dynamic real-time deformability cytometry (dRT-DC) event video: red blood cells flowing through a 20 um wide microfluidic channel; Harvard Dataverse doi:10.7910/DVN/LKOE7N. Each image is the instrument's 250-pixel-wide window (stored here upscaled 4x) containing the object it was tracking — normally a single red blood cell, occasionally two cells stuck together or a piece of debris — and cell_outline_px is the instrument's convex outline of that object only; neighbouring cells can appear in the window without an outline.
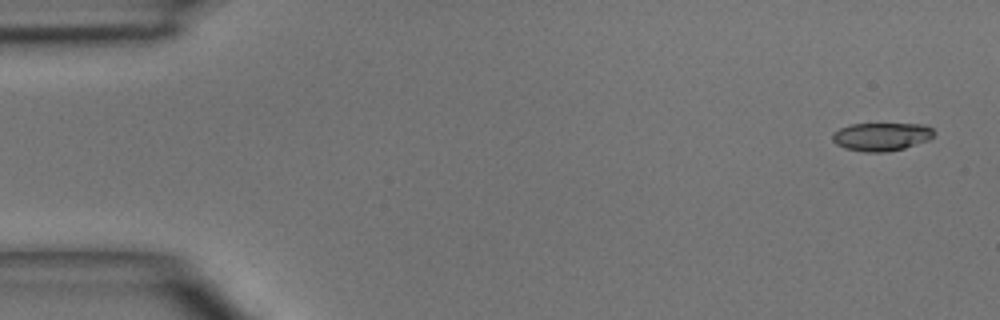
{"species": "common noctule bat (a hibernating species)", "species_latin": "Nyctalus noctula", "temperature_condition": "room temperature", "stored_images_in_passage": 5, "camera_frame_rate_fps": 3000, "um_per_image_px": 0.085, "animal": {"sex": "male", "body_mass_g": 15.6}, "frame": {"image": 1, "passage_image": 1, "time_ms": 0.0, "image_size_px": [1000, 320], "cell_outline_px": [[936, 136], [928, 140], [904, 148], [888, 152], [864, 152], [844, 148], [836, 144], [832, 140], [832, 132], [840, 128], [852, 124], [924, 124], [932, 128], [936, 132]], "centroid_in_image_um": [74.94, 11.62], "position_along_channel_um": 10.1, "area_um2": 16.88}}
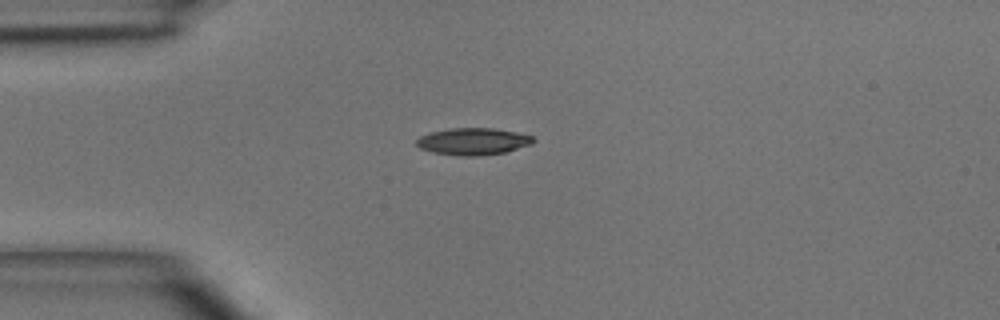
{"frame": {"image": 2, "passage_image": 4, "time_ms": 3.333, "image_size_px": [1000, 320], "cell_outline_px": [[536, 140], [532, 144], [504, 152], [480, 156], [460, 156], [432, 152], [420, 148], [416, 144], [416, 140], [420, 136], [432, 132], [452, 128], [492, 128], [516, 132], [532, 136]], "centroid_in_image_um": [40.21, 12.02], "position_along_channel_um": 44.8, "area_um2": 18.26}}